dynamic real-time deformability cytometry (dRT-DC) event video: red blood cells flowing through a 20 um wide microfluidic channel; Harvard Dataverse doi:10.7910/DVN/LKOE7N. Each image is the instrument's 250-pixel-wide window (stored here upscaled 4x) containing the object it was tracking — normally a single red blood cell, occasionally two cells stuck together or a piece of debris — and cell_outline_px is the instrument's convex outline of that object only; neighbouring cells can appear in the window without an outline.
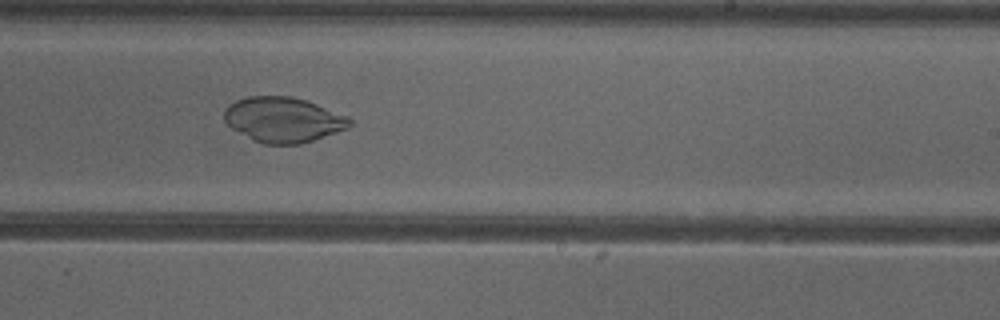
{"species": "common noctule bat (a hibernating species)", "species_latin": "Nyctalus noctula", "temperature_condition": "cold", "stored_images_in_passage": 48, "camera_frame_rate_fps": 3000, "um_per_image_px": 0.085, "animal": {"sex": "female"}, "frame": {"image": 1, "passage_image": 28, "time_ms": 9.0, "image_size_px": [1000, 320], "cell_outline_px": [[352, 124], [348, 128], [300, 144], [264, 144], [252, 140], [232, 128], [224, 120], [224, 112], [236, 100], [248, 96], [292, 96], [308, 100], [348, 116], [352, 120]], "centroid_in_image_um": [24.1, 10.17], "position_along_channel_um": 264.9, "area_um2": 32.95}}